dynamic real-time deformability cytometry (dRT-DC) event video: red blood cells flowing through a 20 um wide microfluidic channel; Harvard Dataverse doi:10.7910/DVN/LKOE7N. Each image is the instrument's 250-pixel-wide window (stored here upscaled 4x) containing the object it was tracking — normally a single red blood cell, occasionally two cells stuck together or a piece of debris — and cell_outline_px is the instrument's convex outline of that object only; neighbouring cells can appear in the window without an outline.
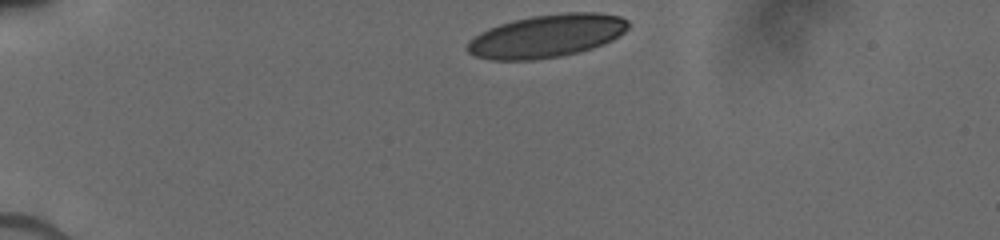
{"species": "human", "species_latin": "Homo sapiens", "temperature_condition": "cold", "stored_images_in_passage": 31, "camera_frame_rate_fps": 3000, "um_per_image_px": 0.085, "donor": {"sex": "male"}, "frame": {"image": 1, "passage_image": 1, "time_ms": 0.0, "image_size_px": [1000, 240], "cell_outline_px": [[628, 28], [620, 36], [604, 44], [580, 52], [560, 56], [532, 60], [492, 60], [476, 56], [468, 52], [464, 48], [480, 32], [488, 28], [500, 24], [532, 16], [564, 12], [596, 12], [620, 16], [628, 20]], "centroid_in_image_um": [46.5, 3.06], "position_along_channel_um": 38.5, "area_um2": 40.23}}
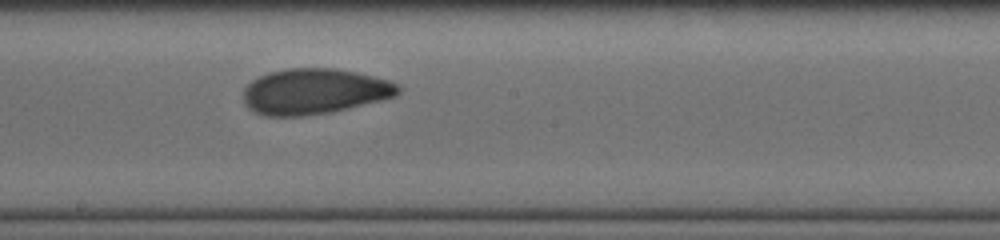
{"frame": {"image": 2, "passage_image": 18, "time_ms": 6.0, "image_size_px": [1000, 240], "cell_outline_px": [[404, 88], [396, 96], [332, 112], [304, 116], [264, 116], [252, 112], [244, 104], [244, 88], [252, 80], [268, 72], [288, 68], [336, 68], [356, 72], [388, 80], [400, 84]], "centroid_in_image_um": [26.72, 7.77], "position_along_channel_um": 221.5, "area_um2": 41.5}}
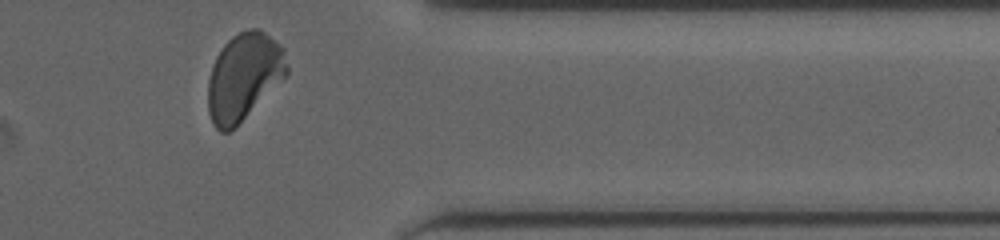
{"frame": {"image": 3, "passage_image": 31, "time_ms": 10.333, "image_size_px": [1000, 240], "cell_outline_px": [[288, 72], [236, 128], [228, 132], [220, 132], [212, 124], [208, 112], [208, 80], [212, 64], [216, 56], [224, 44], [232, 36], [240, 32], [252, 28], [260, 28], [280, 44], [284, 48], [288, 68]], "centroid_in_image_um": [20.7, 6.52], "position_along_channel_um": 390.7, "area_um2": 40.11}}